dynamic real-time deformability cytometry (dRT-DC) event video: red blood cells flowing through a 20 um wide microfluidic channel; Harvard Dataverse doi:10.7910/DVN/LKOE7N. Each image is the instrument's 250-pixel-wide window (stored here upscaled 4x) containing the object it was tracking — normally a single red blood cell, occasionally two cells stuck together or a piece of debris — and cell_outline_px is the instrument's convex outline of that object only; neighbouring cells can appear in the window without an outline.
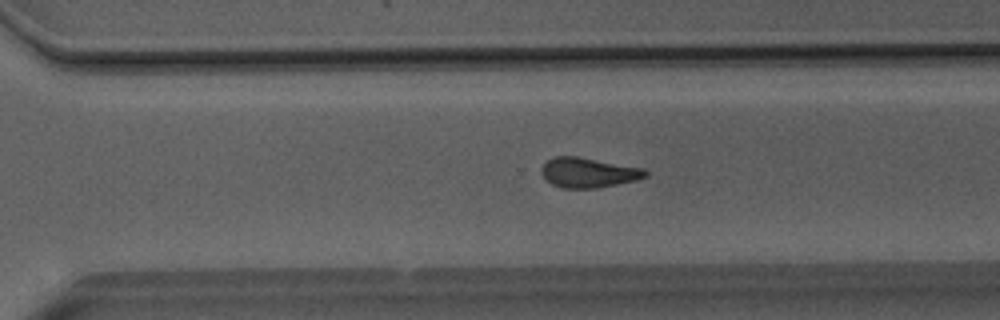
{"species": "Egyptian fruit bat (a non-hibernating species)", "species_latin": "Rousettus aegyptiacus", "temperature_condition": "room temperature", "stored_images_in_passage": 50, "camera_frame_rate_fps": 3000, "um_per_image_px": 0.085, "animal": {"sex": "male"}, "frame": {"image": 1, "passage_image": 35, "time_ms": 11.333, "image_size_px": [1000, 320], "cell_outline_px": [[648, 176], [636, 180], [596, 188], [564, 188], [552, 184], [540, 172], [540, 168], [548, 160], [556, 156], [576, 156], [644, 168], [648, 172]], "centroid_in_image_um": [50.02, 14.67], "position_along_channel_um": 320.6, "area_um2": 17.98}}
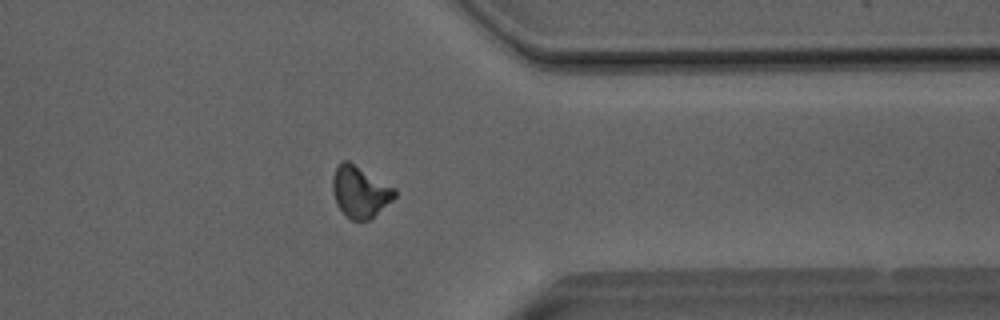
{"frame": {"image": 2, "passage_image": 40, "time_ms": 13.0, "image_size_px": [1000, 320], "cell_outline_px": [[396, 196], [392, 200], [368, 220], [352, 220], [344, 216], [336, 204], [332, 192], [332, 180], [336, 168], [344, 160], [348, 160], [396, 188]], "centroid_in_image_um": [30.58, 16.31], "position_along_channel_um": 380.8, "area_um2": 18.55}}
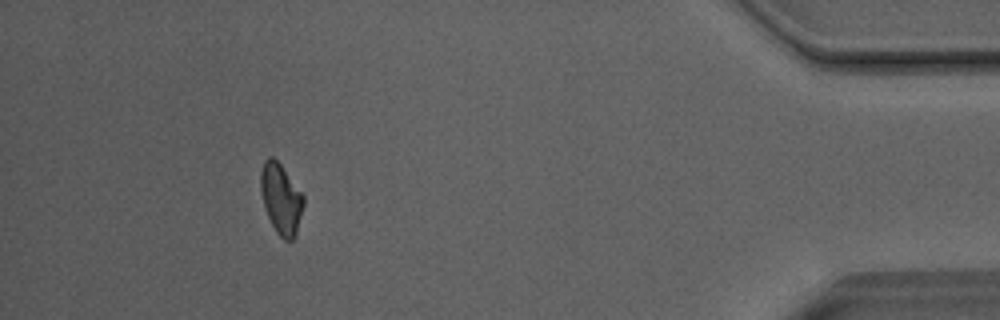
{"frame": {"image": 3, "passage_image": 46, "time_ms": 15.0, "image_size_px": [1000, 320], "cell_outline_px": [[304, 204], [296, 232], [292, 240], [284, 240], [276, 232], [268, 216], [260, 192], [260, 172], [264, 160], [268, 156], [272, 156], [280, 164], [304, 196]], "centroid_in_image_um": [23.87, 16.87], "position_along_channel_um": 411.3, "area_um2": 17.34}, "authors_computed_cell_mechanics": {"area_um2": 18.3804, "velocity_mm_per_s": 4.0514, "shape_relaxation_time_tau1_ms": 10.0624, "shape_relaxation_time_tau2_ms": 3.1679, "deformation_change_tau1": 0.1878, "deformation_change_tau2": 0.0991}}